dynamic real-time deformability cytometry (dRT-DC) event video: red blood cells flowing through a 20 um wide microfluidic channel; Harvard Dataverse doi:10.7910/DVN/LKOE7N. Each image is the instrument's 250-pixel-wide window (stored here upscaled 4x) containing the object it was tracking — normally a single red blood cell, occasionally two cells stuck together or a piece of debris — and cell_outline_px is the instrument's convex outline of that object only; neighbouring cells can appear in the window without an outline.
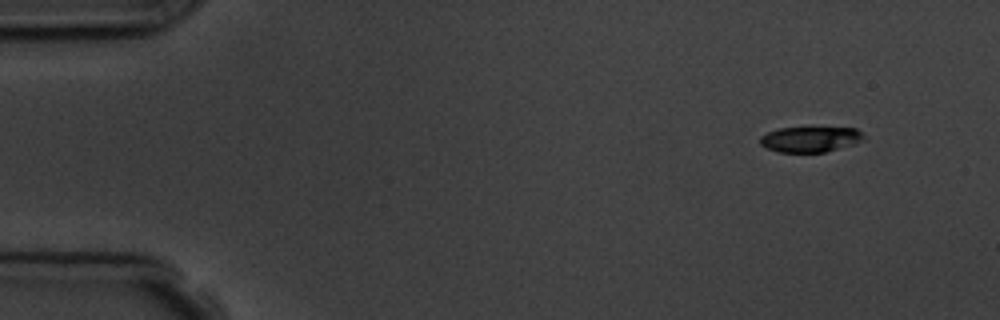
{"species": "common noctule bat (a hibernating species)", "species_latin": "Nyctalus noctula", "temperature_condition": "room temperature", "stored_images_in_passage": 5, "camera_frame_rate_fps": 3000, "um_per_image_px": 0.085, "animal": {"sex": "male", "body_mass_g": 19.5, "forearm_length_mm": 54.6}, "frame": {"image": 1, "passage_image": 1, "time_ms": 0.0, "image_size_px": [1000, 320], "cell_outline_px": [[864, 136], [860, 140], [852, 144], [824, 152], [780, 152], [768, 148], [760, 144], [760, 136], [768, 132], [780, 128], [856, 128]], "centroid_in_image_um": [68.82, 11.84], "position_along_channel_um": 16.2, "area_um2": 14.97}}